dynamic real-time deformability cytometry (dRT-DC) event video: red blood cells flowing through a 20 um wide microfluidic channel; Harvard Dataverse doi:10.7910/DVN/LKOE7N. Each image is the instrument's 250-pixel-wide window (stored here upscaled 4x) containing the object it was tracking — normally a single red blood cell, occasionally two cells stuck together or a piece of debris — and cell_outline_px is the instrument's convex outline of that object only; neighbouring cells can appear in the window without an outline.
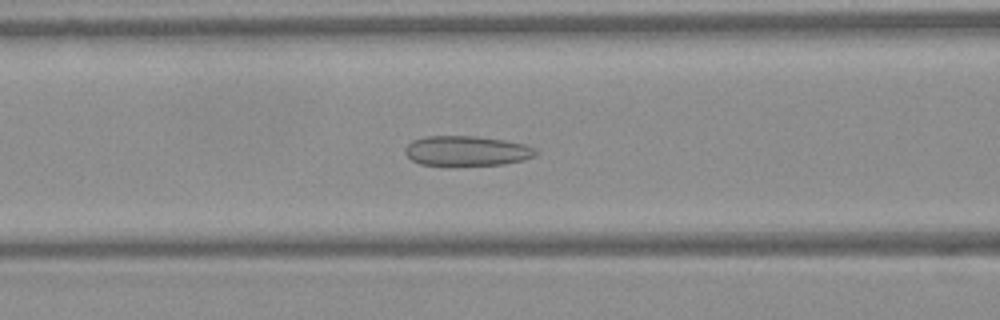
{"species": "Egyptian fruit bat (a non-hibernating species)", "species_latin": "Rousettus aegyptiacus", "temperature_condition": "warm", "stored_images_in_passage": 48, "camera_frame_rate_fps": 3000, "um_per_image_px": 0.085, "frame": {"image": 1, "passage_image": 19, "time_ms": 6.0, "image_size_px": [1000, 320], "cell_outline_px": [[540, 152], [536, 156], [524, 160], [504, 164], [420, 164], [412, 160], [404, 152], [404, 148], [412, 140], [424, 136], [476, 136], [504, 140], [524, 144], [536, 148]], "centroid_in_image_um": [39.71, 12.8], "position_along_channel_um": 126.9, "area_um2": 22.66}}
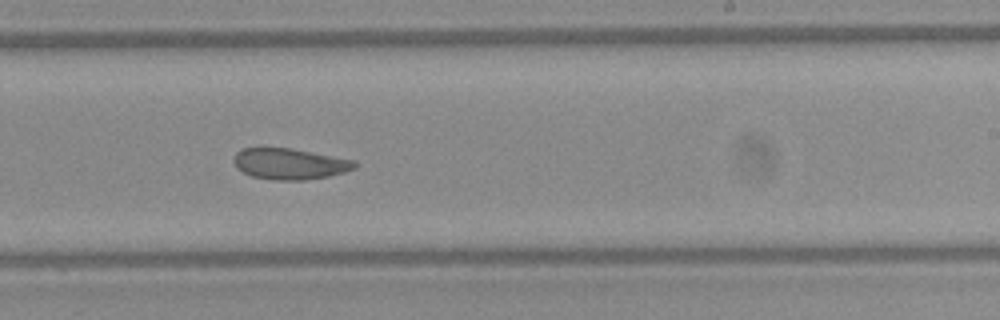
{"frame": {"image": 2, "passage_image": 29, "time_ms": 9.333, "image_size_px": [1000, 320], "cell_outline_px": [[356, 168], [344, 172], [328, 176], [304, 180], [276, 180], [252, 176], [236, 168], [232, 160], [236, 152], [244, 148], [292, 148], [356, 160]], "centroid_in_image_um": [24.63, 13.92], "position_along_channel_um": 264.4, "area_um2": 21.91}}
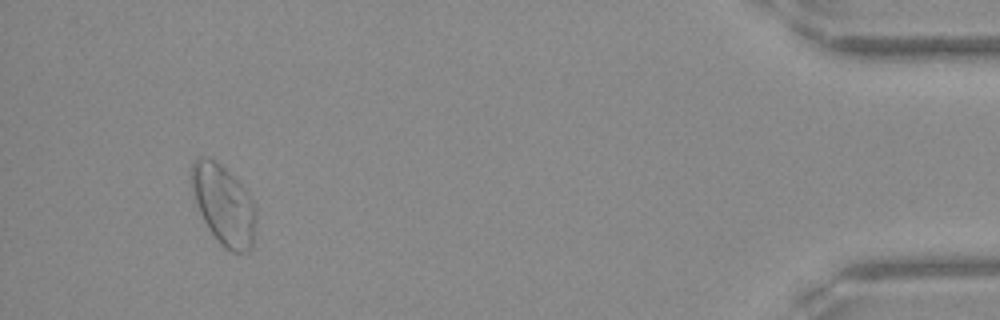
{"frame": {"image": 3, "passage_image": 45, "time_ms": 14.667, "image_size_px": [1000, 320], "cell_outline_px": [[256, 220], [252, 248], [248, 252], [232, 252], [224, 248], [220, 244], [204, 220], [200, 212], [192, 188], [188, 172], [192, 164], [200, 156], [208, 156], [216, 160], [248, 192], [256, 208]], "centroid_in_image_um": [19.01, 17.4], "position_along_channel_um": 416.2, "area_um2": 30.0}, "authors_computed_cell_mechanics": {"area_um2": 25.8077, "velocity_mm_per_s": 4.128, "shape_relaxation_time_tau1_ms": null, "shape_relaxation_time_tau2_ms": 1.3536, "deformation_change_tau1": null, "deformation_change_tau2": 0.0558}}